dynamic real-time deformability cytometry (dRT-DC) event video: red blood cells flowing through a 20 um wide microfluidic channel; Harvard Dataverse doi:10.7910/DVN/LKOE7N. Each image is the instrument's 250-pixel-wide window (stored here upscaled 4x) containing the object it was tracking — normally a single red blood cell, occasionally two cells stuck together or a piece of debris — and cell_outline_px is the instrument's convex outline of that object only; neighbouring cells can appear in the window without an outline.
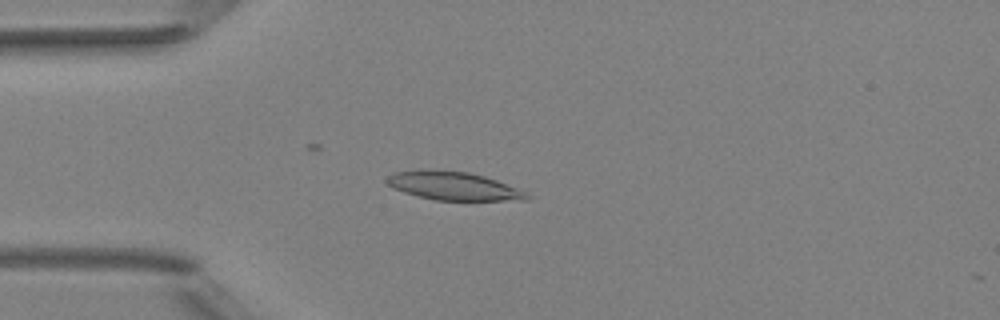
{"species": "Egyptian fruit bat (a non-hibernating species)", "species_latin": "Rousettus aegyptiacus", "temperature_condition": "room temperature", "stored_images_in_passage": 5, "camera_frame_rate_fps": 3000, "um_per_image_px": 0.085, "animal": {"sex": "female"}, "frame": {"image": 1, "passage_image": 4, "time_ms": 4.333, "image_size_px": [1000, 320], "cell_outline_px": [[532, 196], [528, 200], [436, 200], [404, 192], [392, 188], [384, 180], [392, 172], [420, 168], [468, 172], [484, 176], [496, 180], [528, 192]], "centroid_in_image_um": [38.51, 15.79], "position_along_channel_um": 46.5, "area_um2": 23.41}}